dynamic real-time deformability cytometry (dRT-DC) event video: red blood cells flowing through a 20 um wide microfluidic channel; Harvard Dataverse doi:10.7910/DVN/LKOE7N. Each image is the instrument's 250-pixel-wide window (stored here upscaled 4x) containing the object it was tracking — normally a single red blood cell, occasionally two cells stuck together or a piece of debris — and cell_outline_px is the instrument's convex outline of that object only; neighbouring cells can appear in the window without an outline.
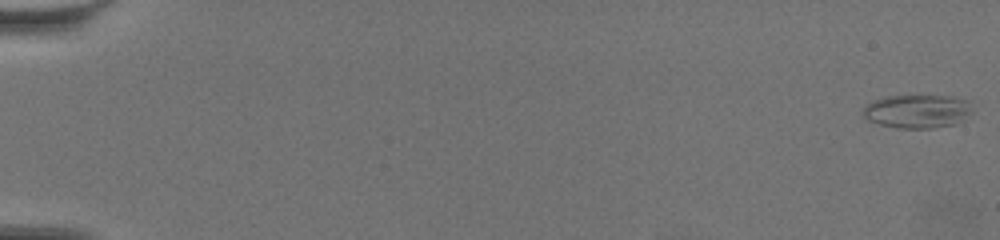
{"species": "common noctule bat (a hibernating species)", "species_latin": "Nyctalus noctula", "temperature_condition": "warm", "stored_images_in_passage": 63, "camera_frame_rate_fps": 3000, "um_per_image_px": 0.085, "animal": {"sex": "female", "body_mass_g": 19.5, "forearm_length_mm": 54.1}, "frame": {"image": 1, "passage_image": 1, "time_ms": 0.0, "image_size_px": [1000, 240], "cell_outline_px": [[972, 112], [964, 120], [956, 124], [932, 128], [896, 128], [880, 124], [868, 120], [860, 112], [872, 100], [888, 96], [952, 96], [968, 100]], "centroid_in_image_um": [77.98, 9.46], "position_along_channel_um": 7.0, "area_um2": 21.44}}
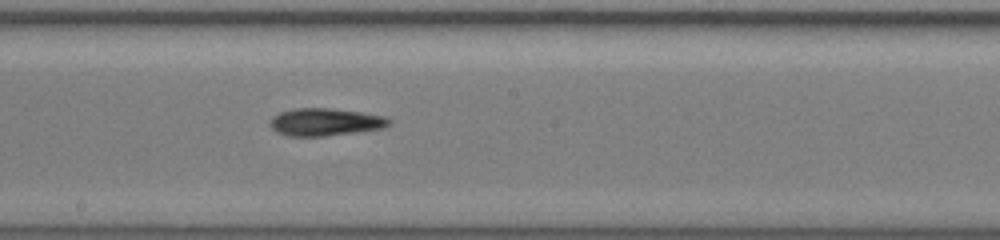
{"frame": {"image": 2, "passage_image": 37, "time_ms": 12.0, "image_size_px": [1000, 240], "cell_outline_px": [[392, 124], [384, 128], [356, 132], [324, 136], [288, 136], [276, 132], [268, 124], [272, 116], [280, 112], [292, 108], [332, 108], [388, 116], [392, 120]], "centroid_in_image_um": [27.66, 10.36], "position_along_channel_um": 220.5, "area_um2": 19.42}}
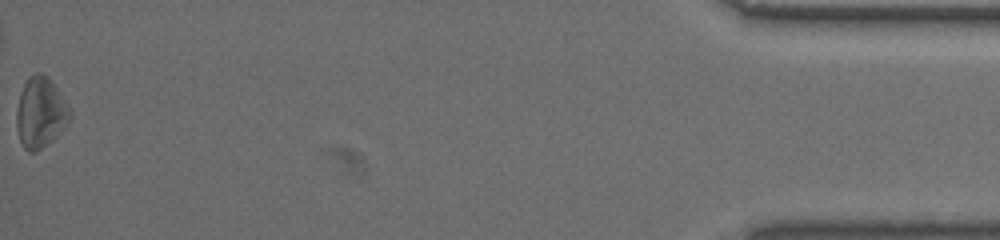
{"frame": {"image": 3, "passage_image": 63, "time_ms": 20.667, "image_size_px": [1000, 240], "cell_outline_px": [[72, 116], [64, 128], [52, 140], [36, 152], [28, 152], [24, 148], [20, 140], [16, 128], [16, 108], [20, 92], [28, 76], [36, 72], [40, 72], [48, 76], [72, 108]], "centroid_in_image_um": [3.45, 9.55], "position_along_channel_um": 431.8, "area_um2": 22.37}, "authors_computed_cell_mechanics": {"area_um2": 19.2474, "velocity_mm_per_s": 3.4621, "shape_relaxation_time_tau1_ms": 7.8158, "shape_relaxation_time_tau2_ms": 3.9258, "deformation_change_tau1": 0.1745, "deformation_change_tau2": 0.1626}}